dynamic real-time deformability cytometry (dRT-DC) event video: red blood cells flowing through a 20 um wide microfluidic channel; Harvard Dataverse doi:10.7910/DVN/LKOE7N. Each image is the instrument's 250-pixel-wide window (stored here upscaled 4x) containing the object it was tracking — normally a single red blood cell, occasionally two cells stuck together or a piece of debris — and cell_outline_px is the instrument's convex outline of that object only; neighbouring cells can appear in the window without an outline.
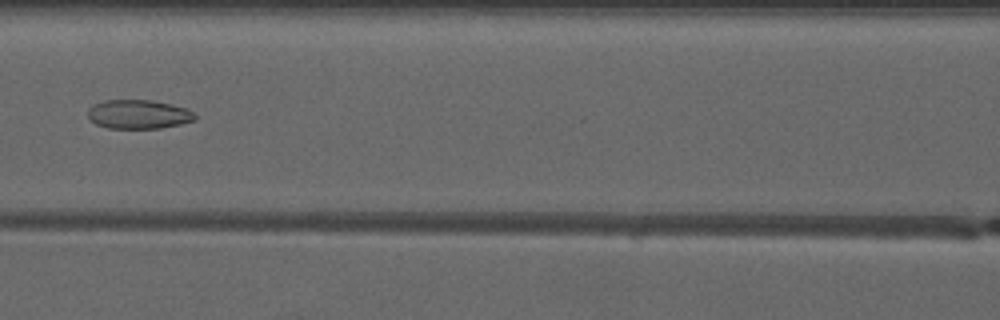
{"species": "common noctule bat (a hibernating species)", "species_latin": "Nyctalus noctula", "temperature_condition": "warm", "stored_images_in_passage": 6, "camera_frame_rate_fps": 3000, "um_per_image_px": 0.085, "animal": {"sex": "male", "forearm_length_mm": 52.5}, "frame": {"image": 1, "passage_image": 6, "time_ms": 6.0, "image_size_px": [1000, 320], "cell_outline_px": [[196, 120], [180, 124], [160, 128], [108, 128], [96, 124], [88, 116], [88, 108], [92, 104], [104, 100], [152, 100], [188, 108], [196, 112]], "centroid_in_image_um": [11.8, 9.7], "position_along_channel_um": 154.8, "area_um2": 18.26}}